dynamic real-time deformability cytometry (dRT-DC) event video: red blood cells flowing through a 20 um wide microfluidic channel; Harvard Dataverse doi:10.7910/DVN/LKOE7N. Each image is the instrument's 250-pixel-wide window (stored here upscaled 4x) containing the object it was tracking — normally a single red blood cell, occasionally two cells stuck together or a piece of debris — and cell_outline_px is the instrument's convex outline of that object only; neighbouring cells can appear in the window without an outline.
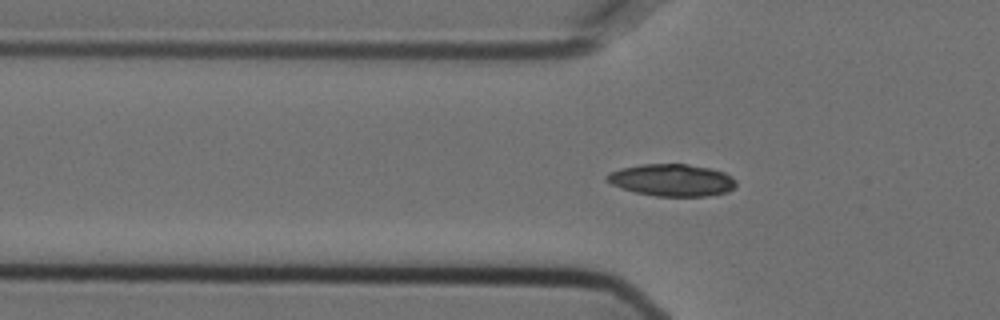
{"species": "Egyptian fruit bat (a non-hibernating species)", "species_latin": "Rousettus aegyptiacus", "temperature_condition": "cold", "stored_images_in_passage": 40, "camera_frame_rate_fps": 3000, "um_per_image_px": 0.085, "animal": {"sex": "female"}, "frame": {"image": 1, "passage_image": 2, "time_ms": 0.333, "image_size_px": [1000, 320], "cell_outline_px": [[736, 184], [728, 192], [704, 196], [656, 196], [636, 192], [612, 184], [604, 180], [604, 176], [608, 172], [620, 168], [640, 164], [688, 164], [708, 168], [724, 172], [732, 176], [736, 180]], "centroid_in_image_um": [57.08, 15.3], "position_along_channel_um": 68.7, "area_um2": 24.16}}
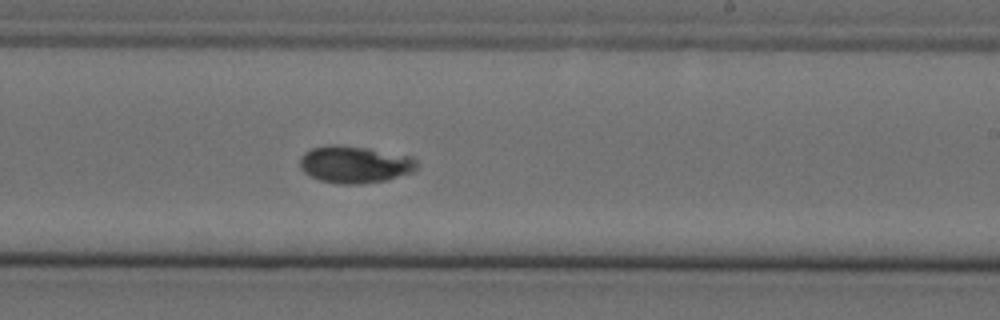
{"frame": {"image": 2, "passage_image": 18, "time_ms": 5.667, "image_size_px": [1000, 320], "cell_outline_px": [[420, 164], [412, 172], [388, 180], [360, 184], [340, 184], [320, 180], [304, 172], [300, 168], [300, 156], [304, 152], [312, 148], [332, 144], [336, 144], [368, 148], [412, 156]], "centroid_in_image_um": [30.17, 13.97], "position_along_channel_um": 258.8, "area_um2": 25.49}}
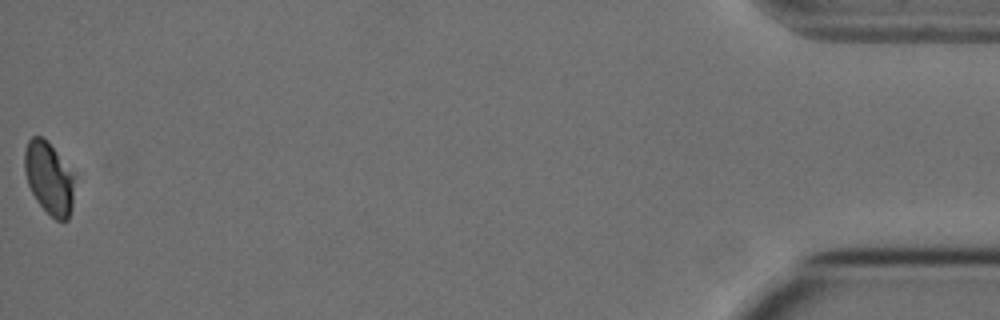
{"frame": {"image": 3, "passage_image": 40, "time_ms": 13.0, "image_size_px": [1000, 320], "cell_outline_px": [[76, 176], [72, 204], [68, 220], [56, 220], [36, 200], [28, 184], [24, 168], [24, 152], [28, 140], [32, 136], [40, 136], [56, 152]], "centroid_in_image_um": [4.18, 15.15], "position_along_channel_um": 431.0, "area_um2": 20.81}, "authors_computed_cell_mechanics": {"area_um2": 24.2182, "velocity_mm_per_s": 3.5823, "shape_relaxation_time_tau1_ms": 6.1987, "shape_relaxation_time_tau2_ms": null, "deformation_change_tau1": 0.1081, "deformation_change_tau2": null}}